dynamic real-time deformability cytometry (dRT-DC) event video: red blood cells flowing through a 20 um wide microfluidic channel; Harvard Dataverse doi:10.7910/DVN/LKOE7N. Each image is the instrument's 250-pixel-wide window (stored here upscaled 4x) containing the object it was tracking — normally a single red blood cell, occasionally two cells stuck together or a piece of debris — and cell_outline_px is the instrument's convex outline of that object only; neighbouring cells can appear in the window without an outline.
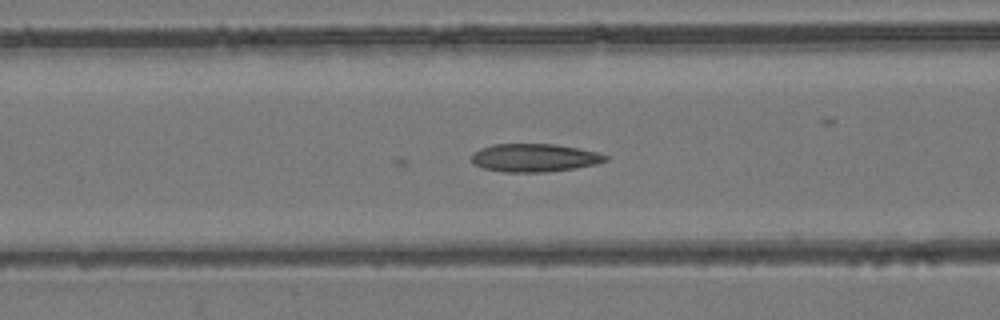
{"species": "common noctule bat (a hibernating species)", "species_latin": "Nyctalus noctula", "temperature_condition": "room temperature", "stored_images_in_passage": 40, "segment_of_instrument_passage": [1, 2], "camera_frame_rate_fps": 3000, "um_per_image_px": 0.085, "animal": {"sex": "female", "body_mass_g": 24.6, "forearm_length_mm": 56.2}, "frame": {"image": 1, "passage_image": 8, "time_ms": 2.333, "image_size_px": [1000, 320], "cell_outline_px": [[608, 160], [596, 164], [576, 168], [544, 172], [504, 172], [484, 168], [472, 164], [472, 156], [480, 148], [492, 144], [556, 144], [596, 152], [608, 156]], "centroid_in_image_um": [45.42, 13.41], "position_along_channel_um": 121.2, "area_um2": 21.85}}
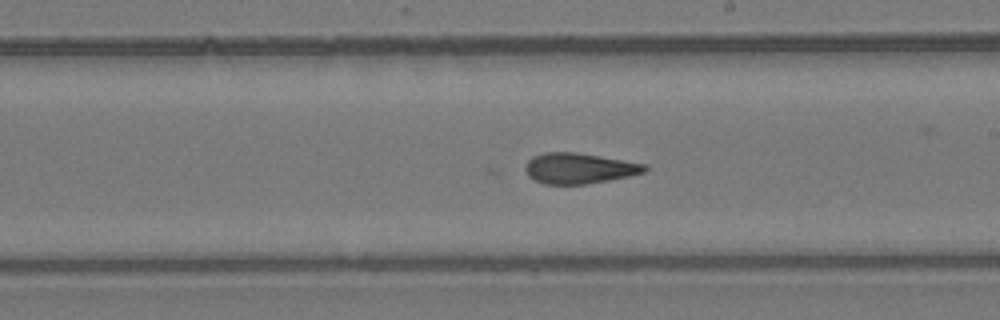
{"frame": {"image": 2, "passage_image": 17, "time_ms": 5.333, "image_size_px": [1000, 320], "cell_outline_px": [[648, 168], [644, 172], [628, 176], [608, 180], [584, 184], [544, 184], [528, 176], [524, 168], [528, 160], [532, 156], [544, 152], [576, 152], [648, 164]], "centroid_in_image_um": [49.21, 14.29], "position_along_channel_um": 239.8, "area_um2": 21.27}}
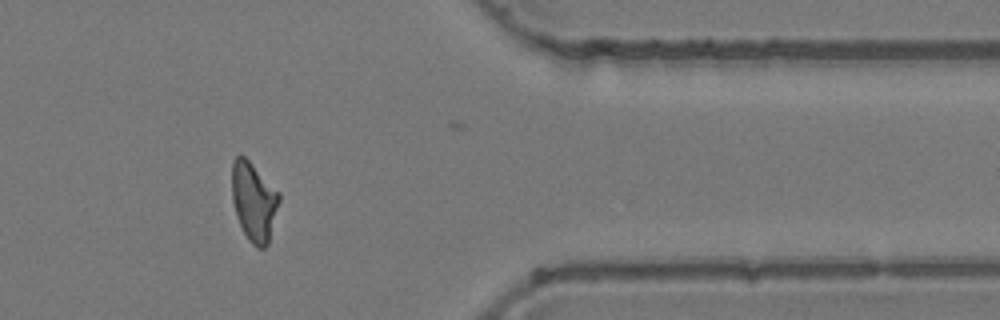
{"frame": {"image": 3, "passage_image": 30, "time_ms": 9.667, "image_size_px": [1000, 320], "cell_outline_px": [[280, 200], [268, 244], [264, 248], [256, 248], [248, 240], [236, 216], [232, 200], [232, 164], [236, 156], [244, 156], [280, 192]], "centroid_in_image_um": [21.58, 17.15], "position_along_channel_um": 389.8, "area_um2": 21.68}}